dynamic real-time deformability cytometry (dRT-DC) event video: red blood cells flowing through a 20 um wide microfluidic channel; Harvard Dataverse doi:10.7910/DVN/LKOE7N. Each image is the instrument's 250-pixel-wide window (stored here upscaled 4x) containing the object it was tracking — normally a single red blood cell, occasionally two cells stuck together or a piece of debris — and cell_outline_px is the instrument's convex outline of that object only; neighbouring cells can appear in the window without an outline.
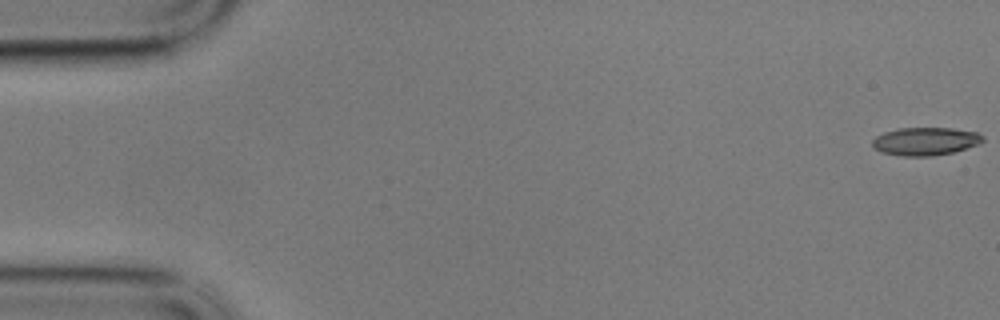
{"species": "common noctule bat (a hibernating species)", "species_latin": "Nyctalus noctula", "temperature_condition": "cold", "stored_images_in_passage": 59, "camera_frame_rate_fps": 3000, "um_per_image_px": 0.085, "animal": {"sex": "male", "body_mass_g": 17.9}, "frame": {"image": 1, "passage_image": 1, "time_ms": 0.0, "image_size_px": [1000, 320], "cell_outline_px": [[984, 140], [980, 144], [952, 152], [932, 156], [904, 156], [880, 152], [872, 148], [872, 140], [876, 136], [884, 132], [900, 128], [952, 128], [976, 132], [984, 136]], "centroid_in_image_um": [78.64, 12.01], "position_along_channel_um": 6.4, "area_um2": 18.09}}
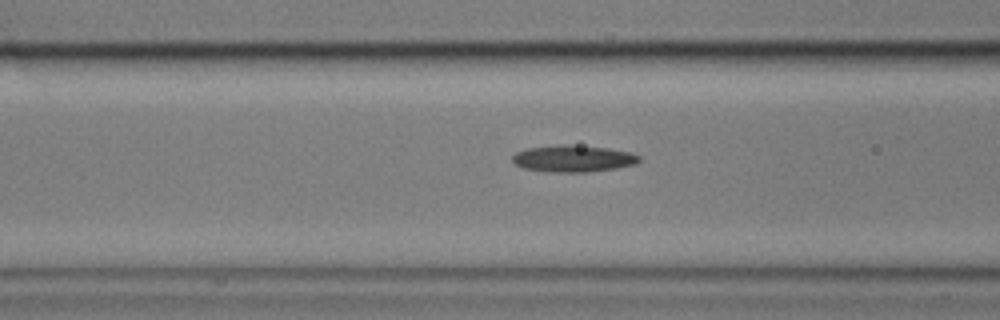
{"frame": {"image": 2, "passage_image": 23, "time_ms": 7.333, "image_size_px": [1000, 320], "cell_outline_px": [[640, 160], [636, 164], [616, 168], [588, 172], [548, 172], [524, 168], [516, 164], [512, 160], [512, 156], [516, 152], [528, 148], [556, 144], [564, 144], [608, 148], [632, 152], [640, 156]], "centroid_in_image_um": [48.73, 13.47], "position_along_channel_um": 117.9, "area_um2": 19.88}}
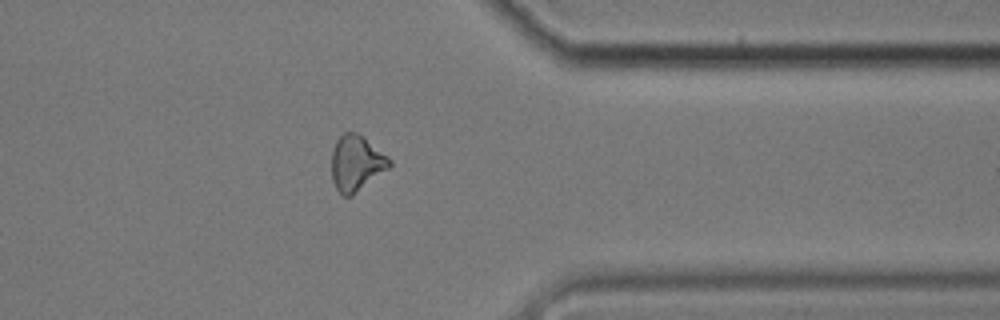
{"frame": {"image": 3, "passage_image": 47, "time_ms": 15.333, "image_size_px": [1000, 320], "cell_outline_px": [[392, 164], [388, 168], [352, 196], [344, 196], [336, 188], [332, 180], [332, 148], [336, 140], [344, 132], [356, 132], [364, 136], [388, 156], [392, 160]], "centroid_in_image_um": [30.29, 13.84], "position_along_channel_um": 381.1, "area_um2": 18.79}}